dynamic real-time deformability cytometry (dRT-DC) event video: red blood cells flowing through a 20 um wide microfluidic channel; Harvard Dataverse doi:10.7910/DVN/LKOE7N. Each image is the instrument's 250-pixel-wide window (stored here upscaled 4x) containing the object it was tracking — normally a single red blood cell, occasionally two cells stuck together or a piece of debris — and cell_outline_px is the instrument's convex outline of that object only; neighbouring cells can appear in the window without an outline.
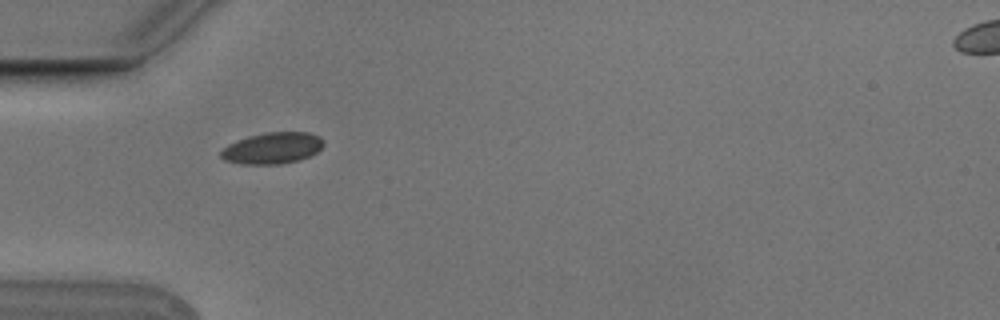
{"species": "Egyptian fruit bat (a non-hibernating species)", "species_latin": "Rousettus aegyptiacus", "temperature_condition": "cold", "stored_images_in_passage": 7, "camera_frame_rate_fps": 3000, "um_per_image_px": 0.085, "animal": {"sex": "male"}, "frame": {"image": 1, "passage_image": 1, "time_ms": 0.0, "image_size_px": [1000, 320], "cell_outline_px": [[324, 144], [316, 152], [300, 160], [280, 164], [240, 164], [224, 160], [220, 156], [220, 152], [228, 144], [236, 140], [268, 132], [308, 132], [320, 136], [324, 140]], "centroid_in_image_um": [23.16, 12.59], "position_along_channel_um": 61.8, "area_um2": 18.73}}
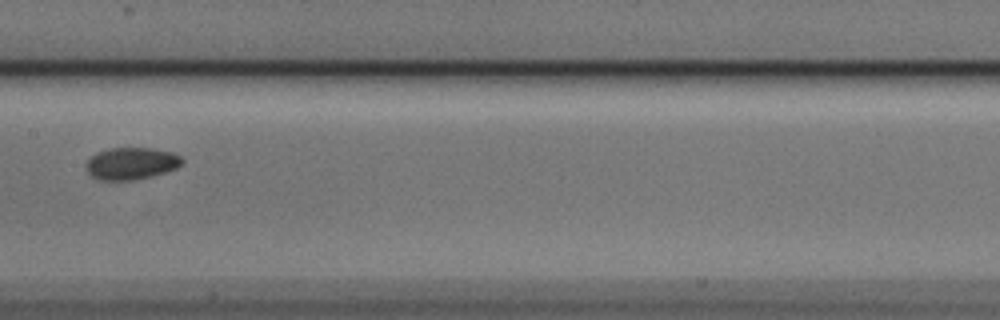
{"frame": {"image": 2, "passage_image": 4, "time_ms": 1.0, "image_size_px": [1000, 320], "cell_outline_px": [[184, 160], [176, 168], [152, 176], [132, 180], [100, 180], [92, 176], [84, 168], [84, 164], [96, 152], [112, 148], [152, 148], [172, 152], [180, 156]], "centroid_in_image_um": [11.13, 13.89], "position_along_channel_um": 196.3, "area_um2": 17.92}}
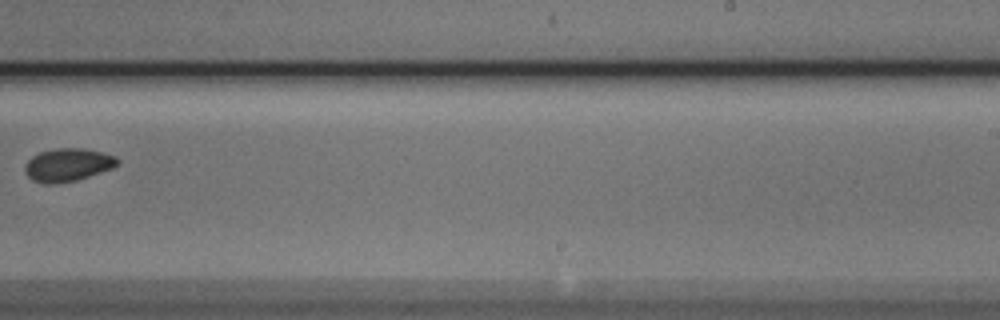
{"frame": {"image": 3, "passage_image": 6, "time_ms": 1.667, "image_size_px": [1000, 320], "cell_outline_px": [[120, 160], [112, 168], [76, 180], [56, 184], [44, 184], [32, 180], [24, 172], [24, 164], [32, 156], [40, 152], [56, 148], [84, 148], [116, 156]], "centroid_in_image_um": [5.72, 14.01], "position_along_channel_um": 283.3, "area_um2": 17.8}}